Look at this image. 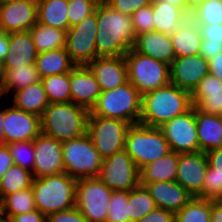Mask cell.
I'll return each instance as SVG.
<instances>
[{
  "label": "cell",
  "instance_id": "9f6ffc18",
  "mask_svg": "<svg viewBox=\"0 0 222 222\" xmlns=\"http://www.w3.org/2000/svg\"><path fill=\"white\" fill-rule=\"evenodd\" d=\"M9 51V33L0 29V62L2 63Z\"/></svg>",
  "mask_w": 222,
  "mask_h": 222
},
{
  "label": "cell",
  "instance_id": "681fc988",
  "mask_svg": "<svg viewBox=\"0 0 222 222\" xmlns=\"http://www.w3.org/2000/svg\"><path fill=\"white\" fill-rule=\"evenodd\" d=\"M210 175L222 176V147L215 148L206 152Z\"/></svg>",
  "mask_w": 222,
  "mask_h": 222
},
{
  "label": "cell",
  "instance_id": "7402d4cb",
  "mask_svg": "<svg viewBox=\"0 0 222 222\" xmlns=\"http://www.w3.org/2000/svg\"><path fill=\"white\" fill-rule=\"evenodd\" d=\"M133 49L168 65H171L175 59L170 34L158 31H149L136 36Z\"/></svg>",
  "mask_w": 222,
  "mask_h": 222
},
{
  "label": "cell",
  "instance_id": "be15d7a7",
  "mask_svg": "<svg viewBox=\"0 0 222 222\" xmlns=\"http://www.w3.org/2000/svg\"><path fill=\"white\" fill-rule=\"evenodd\" d=\"M19 1H28V0H0V2H8V3L19 2Z\"/></svg>",
  "mask_w": 222,
  "mask_h": 222
},
{
  "label": "cell",
  "instance_id": "4fadbf2b",
  "mask_svg": "<svg viewBox=\"0 0 222 222\" xmlns=\"http://www.w3.org/2000/svg\"><path fill=\"white\" fill-rule=\"evenodd\" d=\"M159 129L168 141L170 151L194 153L199 151L195 107L162 124Z\"/></svg>",
  "mask_w": 222,
  "mask_h": 222
},
{
  "label": "cell",
  "instance_id": "f35d334b",
  "mask_svg": "<svg viewBox=\"0 0 222 222\" xmlns=\"http://www.w3.org/2000/svg\"><path fill=\"white\" fill-rule=\"evenodd\" d=\"M7 146L13 157L14 164L33 172L35 162L34 141L11 142Z\"/></svg>",
  "mask_w": 222,
  "mask_h": 222
},
{
  "label": "cell",
  "instance_id": "4dcf8cb0",
  "mask_svg": "<svg viewBox=\"0 0 222 222\" xmlns=\"http://www.w3.org/2000/svg\"><path fill=\"white\" fill-rule=\"evenodd\" d=\"M2 69L3 80L0 85V96L3 94H8L12 89L16 92L19 89L41 81V77L35 64H29L24 67Z\"/></svg>",
  "mask_w": 222,
  "mask_h": 222
},
{
  "label": "cell",
  "instance_id": "5b68a950",
  "mask_svg": "<svg viewBox=\"0 0 222 222\" xmlns=\"http://www.w3.org/2000/svg\"><path fill=\"white\" fill-rule=\"evenodd\" d=\"M142 95L129 81L109 91H101L89 116L114 118L137 124L140 120Z\"/></svg>",
  "mask_w": 222,
  "mask_h": 222
},
{
  "label": "cell",
  "instance_id": "8fae6325",
  "mask_svg": "<svg viewBox=\"0 0 222 222\" xmlns=\"http://www.w3.org/2000/svg\"><path fill=\"white\" fill-rule=\"evenodd\" d=\"M140 170L123 149L103 159L98 178L112 191H130L140 184Z\"/></svg>",
  "mask_w": 222,
  "mask_h": 222
},
{
  "label": "cell",
  "instance_id": "83f0119b",
  "mask_svg": "<svg viewBox=\"0 0 222 222\" xmlns=\"http://www.w3.org/2000/svg\"><path fill=\"white\" fill-rule=\"evenodd\" d=\"M12 101L14 107L40 117L50 104L41 81L16 91Z\"/></svg>",
  "mask_w": 222,
  "mask_h": 222
},
{
  "label": "cell",
  "instance_id": "ba28073f",
  "mask_svg": "<svg viewBox=\"0 0 222 222\" xmlns=\"http://www.w3.org/2000/svg\"><path fill=\"white\" fill-rule=\"evenodd\" d=\"M128 81L143 96L170 83V65L136 52L133 48L125 55Z\"/></svg>",
  "mask_w": 222,
  "mask_h": 222
},
{
  "label": "cell",
  "instance_id": "ffe728a7",
  "mask_svg": "<svg viewBox=\"0 0 222 222\" xmlns=\"http://www.w3.org/2000/svg\"><path fill=\"white\" fill-rule=\"evenodd\" d=\"M101 91H109L128 82L125 56L96 57L87 65Z\"/></svg>",
  "mask_w": 222,
  "mask_h": 222
},
{
  "label": "cell",
  "instance_id": "d590c367",
  "mask_svg": "<svg viewBox=\"0 0 222 222\" xmlns=\"http://www.w3.org/2000/svg\"><path fill=\"white\" fill-rule=\"evenodd\" d=\"M212 200L193 197L175 214V222H210Z\"/></svg>",
  "mask_w": 222,
  "mask_h": 222
},
{
  "label": "cell",
  "instance_id": "30bf717a",
  "mask_svg": "<svg viewBox=\"0 0 222 222\" xmlns=\"http://www.w3.org/2000/svg\"><path fill=\"white\" fill-rule=\"evenodd\" d=\"M131 125L119 119L89 116L87 133L104 159L125 149L126 134Z\"/></svg>",
  "mask_w": 222,
  "mask_h": 222
},
{
  "label": "cell",
  "instance_id": "94428289",
  "mask_svg": "<svg viewBox=\"0 0 222 222\" xmlns=\"http://www.w3.org/2000/svg\"><path fill=\"white\" fill-rule=\"evenodd\" d=\"M3 120H4V109L0 111V144H3Z\"/></svg>",
  "mask_w": 222,
  "mask_h": 222
},
{
  "label": "cell",
  "instance_id": "836d02e7",
  "mask_svg": "<svg viewBox=\"0 0 222 222\" xmlns=\"http://www.w3.org/2000/svg\"><path fill=\"white\" fill-rule=\"evenodd\" d=\"M32 172L18 165H12L0 180V201L10 194L30 188Z\"/></svg>",
  "mask_w": 222,
  "mask_h": 222
},
{
  "label": "cell",
  "instance_id": "f546056e",
  "mask_svg": "<svg viewBox=\"0 0 222 222\" xmlns=\"http://www.w3.org/2000/svg\"><path fill=\"white\" fill-rule=\"evenodd\" d=\"M68 0H37V23L69 29Z\"/></svg>",
  "mask_w": 222,
  "mask_h": 222
},
{
  "label": "cell",
  "instance_id": "7a4b0ae2",
  "mask_svg": "<svg viewBox=\"0 0 222 222\" xmlns=\"http://www.w3.org/2000/svg\"><path fill=\"white\" fill-rule=\"evenodd\" d=\"M191 93L171 82L142 96L139 123L159 128L192 107Z\"/></svg>",
  "mask_w": 222,
  "mask_h": 222
},
{
  "label": "cell",
  "instance_id": "91938a15",
  "mask_svg": "<svg viewBox=\"0 0 222 222\" xmlns=\"http://www.w3.org/2000/svg\"><path fill=\"white\" fill-rule=\"evenodd\" d=\"M207 0H187L188 3V15H191V12L194 11L197 7L203 4Z\"/></svg>",
  "mask_w": 222,
  "mask_h": 222
},
{
  "label": "cell",
  "instance_id": "7dc6e473",
  "mask_svg": "<svg viewBox=\"0 0 222 222\" xmlns=\"http://www.w3.org/2000/svg\"><path fill=\"white\" fill-rule=\"evenodd\" d=\"M46 221L47 222H87L76 206L71 209L52 213L46 217Z\"/></svg>",
  "mask_w": 222,
  "mask_h": 222
},
{
  "label": "cell",
  "instance_id": "f1b7e54d",
  "mask_svg": "<svg viewBox=\"0 0 222 222\" xmlns=\"http://www.w3.org/2000/svg\"><path fill=\"white\" fill-rule=\"evenodd\" d=\"M35 66L41 79L70 72L76 65L65 48L54 49L38 54Z\"/></svg>",
  "mask_w": 222,
  "mask_h": 222
},
{
  "label": "cell",
  "instance_id": "e7e4bbea",
  "mask_svg": "<svg viewBox=\"0 0 222 222\" xmlns=\"http://www.w3.org/2000/svg\"><path fill=\"white\" fill-rule=\"evenodd\" d=\"M0 222H10L8 218H5L0 215Z\"/></svg>",
  "mask_w": 222,
  "mask_h": 222
},
{
  "label": "cell",
  "instance_id": "3957f363",
  "mask_svg": "<svg viewBox=\"0 0 222 222\" xmlns=\"http://www.w3.org/2000/svg\"><path fill=\"white\" fill-rule=\"evenodd\" d=\"M89 115L73 102L50 103L40 117L41 132L60 142L72 140L87 133Z\"/></svg>",
  "mask_w": 222,
  "mask_h": 222
},
{
  "label": "cell",
  "instance_id": "d6a6232c",
  "mask_svg": "<svg viewBox=\"0 0 222 222\" xmlns=\"http://www.w3.org/2000/svg\"><path fill=\"white\" fill-rule=\"evenodd\" d=\"M34 210H36V205L31 187L5 196L0 201V215L5 218Z\"/></svg>",
  "mask_w": 222,
  "mask_h": 222
},
{
  "label": "cell",
  "instance_id": "ab89813d",
  "mask_svg": "<svg viewBox=\"0 0 222 222\" xmlns=\"http://www.w3.org/2000/svg\"><path fill=\"white\" fill-rule=\"evenodd\" d=\"M106 222H131L129 219L128 191H113Z\"/></svg>",
  "mask_w": 222,
  "mask_h": 222
},
{
  "label": "cell",
  "instance_id": "2e32d148",
  "mask_svg": "<svg viewBox=\"0 0 222 222\" xmlns=\"http://www.w3.org/2000/svg\"><path fill=\"white\" fill-rule=\"evenodd\" d=\"M209 164L205 152L180 153L177 167V181L193 197L203 196V183Z\"/></svg>",
  "mask_w": 222,
  "mask_h": 222
},
{
  "label": "cell",
  "instance_id": "e575fe53",
  "mask_svg": "<svg viewBox=\"0 0 222 222\" xmlns=\"http://www.w3.org/2000/svg\"><path fill=\"white\" fill-rule=\"evenodd\" d=\"M49 103L71 102L70 72L41 79Z\"/></svg>",
  "mask_w": 222,
  "mask_h": 222
},
{
  "label": "cell",
  "instance_id": "8992f818",
  "mask_svg": "<svg viewBox=\"0 0 222 222\" xmlns=\"http://www.w3.org/2000/svg\"><path fill=\"white\" fill-rule=\"evenodd\" d=\"M125 150L139 170L170 152L168 141L159 128L140 123L129 127Z\"/></svg>",
  "mask_w": 222,
  "mask_h": 222
},
{
  "label": "cell",
  "instance_id": "52a82bcc",
  "mask_svg": "<svg viewBox=\"0 0 222 222\" xmlns=\"http://www.w3.org/2000/svg\"><path fill=\"white\" fill-rule=\"evenodd\" d=\"M64 172L75 179L98 177L103 158L88 133L62 142Z\"/></svg>",
  "mask_w": 222,
  "mask_h": 222
},
{
  "label": "cell",
  "instance_id": "6f0895ef",
  "mask_svg": "<svg viewBox=\"0 0 222 222\" xmlns=\"http://www.w3.org/2000/svg\"><path fill=\"white\" fill-rule=\"evenodd\" d=\"M210 222H222V200H212Z\"/></svg>",
  "mask_w": 222,
  "mask_h": 222
},
{
  "label": "cell",
  "instance_id": "e0dca14e",
  "mask_svg": "<svg viewBox=\"0 0 222 222\" xmlns=\"http://www.w3.org/2000/svg\"><path fill=\"white\" fill-rule=\"evenodd\" d=\"M208 74V61L200 54L177 57L170 65V82L190 93Z\"/></svg>",
  "mask_w": 222,
  "mask_h": 222
},
{
  "label": "cell",
  "instance_id": "816d5d0a",
  "mask_svg": "<svg viewBox=\"0 0 222 222\" xmlns=\"http://www.w3.org/2000/svg\"><path fill=\"white\" fill-rule=\"evenodd\" d=\"M220 52H222L221 42H209V39L201 40L199 54L202 55L207 61Z\"/></svg>",
  "mask_w": 222,
  "mask_h": 222
},
{
  "label": "cell",
  "instance_id": "d6986e66",
  "mask_svg": "<svg viewBox=\"0 0 222 222\" xmlns=\"http://www.w3.org/2000/svg\"><path fill=\"white\" fill-rule=\"evenodd\" d=\"M71 102L88 111L94 107L101 89L87 65H76L70 71Z\"/></svg>",
  "mask_w": 222,
  "mask_h": 222
},
{
  "label": "cell",
  "instance_id": "5bb4252c",
  "mask_svg": "<svg viewBox=\"0 0 222 222\" xmlns=\"http://www.w3.org/2000/svg\"><path fill=\"white\" fill-rule=\"evenodd\" d=\"M41 133L40 116L12 107L4 108L3 144L32 141Z\"/></svg>",
  "mask_w": 222,
  "mask_h": 222
},
{
  "label": "cell",
  "instance_id": "db71d44e",
  "mask_svg": "<svg viewBox=\"0 0 222 222\" xmlns=\"http://www.w3.org/2000/svg\"><path fill=\"white\" fill-rule=\"evenodd\" d=\"M10 222H45L46 217L39 211L34 210L28 213L12 216L8 218Z\"/></svg>",
  "mask_w": 222,
  "mask_h": 222
},
{
  "label": "cell",
  "instance_id": "f907efd6",
  "mask_svg": "<svg viewBox=\"0 0 222 222\" xmlns=\"http://www.w3.org/2000/svg\"><path fill=\"white\" fill-rule=\"evenodd\" d=\"M202 39L222 43V24L199 25Z\"/></svg>",
  "mask_w": 222,
  "mask_h": 222
},
{
  "label": "cell",
  "instance_id": "74e56055",
  "mask_svg": "<svg viewBox=\"0 0 222 222\" xmlns=\"http://www.w3.org/2000/svg\"><path fill=\"white\" fill-rule=\"evenodd\" d=\"M190 17L198 25L222 24V0H207Z\"/></svg>",
  "mask_w": 222,
  "mask_h": 222
},
{
  "label": "cell",
  "instance_id": "bcb514c9",
  "mask_svg": "<svg viewBox=\"0 0 222 222\" xmlns=\"http://www.w3.org/2000/svg\"><path fill=\"white\" fill-rule=\"evenodd\" d=\"M114 10L132 15L139 8H143L152 3V0H104Z\"/></svg>",
  "mask_w": 222,
  "mask_h": 222
},
{
  "label": "cell",
  "instance_id": "9a60e30c",
  "mask_svg": "<svg viewBox=\"0 0 222 222\" xmlns=\"http://www.w3.org/2000/svg\"><path fill=\"white\" fill-rule=\"evenodd\" d=\"M33 178L64 173L62 142L40 133L34 140Z\"/></svg>",
  "mask_w": 222,
  "mask_h": 222
},
{
  "label": "cell",
  "instance_id": "44dd1931",
  "mask_svg": "<svg viewBox=\"0 0 222 222\" xmlns=\"http://www.w3.org/2000/svg\"><path fill=\"white\" fill-rule=\"evenodd\" d=\"M144 185L158 208L176 214L193 196L177 181H156Z\"/></svg>",
  "mask_w": 222,
  "mask_h": 222
},
{
  "label": "cell",
  "instance_id": "4316f807",
  "mask_svg": "<svg viewBox=\"0 0 222 222\" xmlns=\"http://www.w3.org/2000/svg\"><path fill=\"white\" fill-rule=\"evenodd\" d=\"M179 153L170 151L166 156L140 169V184L156 181H175Z\"/></svg>",
  "mask_w": 222,
  "mask_h": 222
},
{
  "label": "cell",
  "instance_id": "603a6c76",
  "mask_svg": "<svg viewBox=\"0 0 222 222\" xmlns=\"http://www.w3.org/2000/svg\"><path fill=\"white\" fill-rule=\"evenodd\" d=\"M37 49L29 31L9 33V51L2 62V68L24 67L35 64Z\"/></svg>",
  "mask_w": 222,
  "mask_h": 222
},
{
  "label": "cell",
  "instance_id": "8d00e7d4",
  "mask_svg": "<svg viewBox=\"0 0 222 222\" xmlns=\"http://www.w3.org/2000/svg\"><path fill=\"white\" fill-rule=\"evenodd\" d=\"M128 202L131 222H136L157 207L146 187L141 184L128 191Z\"/></svg>",
  "mask_w": 222,
  "mask_h": 222
},
{
  "label": "cell",
  "instance_id": "cb8c5ba5",
  "mask_svg": "<svg viewBox=\"0 0 222 222\" xmlns=\"http://www.w3.org/2000/svg\"><path fill=\"white\" fill-rule=\"evenodd\" d=\"M199 151L222 147V116L204 113L195 107Z\"/></svg>",
  "mask_w": 222,
  "mask_h": 222
},
{
  "label": "cell",
  "instance_id": "7bdbcfd3",
  "mask_svg": "<svg viewBox=\"0 0 222 222\" xmlns=\"http://www.w3.org/2000/svg\"><path fill=\"white\" fill-rule=\"evenodd\" d=\"M131 19L136 36L145 32L154 31L152 3L136 10L131 15Z\"/></svg>",
  "mask_w": 222,
  "mask_h": 222
},
{
  "label": "cell",
  "instance_id": "d4e9b609",
  "mask_svg": "<svg viewBox=\"0 0 222 222\" xmlns=\"http://www.w3.org/2000/svg\"><path fill=\"white\" fill-rule=\"evenodd\" d=\"M175 58L197 55L200 51L201 32L199 25L189 16L176 30L170 34Z\"/></svg>",
  "mask_w": 222,
  "mask_h": 222
},
{
  "label": "cell",
  "instance_id": "60d3db41",
  "mask_svg": "<svg viewBox=\"0 0 222 222\" xmlns=\"http://www.w3.org/2000/svg\"><path fill=\"white\" fill-rule=\"evenodd\" d=\"M101 0H68L69 28L77 25L87 16L95 12L96 6Z\"/></svg>",
  "mask_w": 222,
  "mask_h": 222
},
{
  "label": "cell",
  "instance_id": "1f68e13d",
  "mask_svg": "<svg viewBox=\"0 0 222 222\" xmlns=\"http://www.w3.org/2000/svg\"><path fill=\"white\" fill-rule=\"evenodd\" d=\"M66 32L40 23L29 30L38 53L65 48Z\"/></svg>",
  "mask_w": 222,
  "mask_h": 222
},
{
  "label": "cell",
  "instance_id": "11a10c76",
  "mask_svg": "<svg viewBox=\"0 0 222 222\" xmlns=\"http://www.w3.org/2000/svg\"><path fill=\"white\" fill-rule=\"evenodd\" d=\"M209 74L222 81V52L208 61Z\"/></svg>",
  "mask_w": 222,
  "mask_h": 222
},
{
  "label": "cell",
  "instance_id": "9c48e42d",
  "mask_svg": "<svg viewBox=\"0 0 222 222\" xmlns=\"http://www.w3.org/2000/svg\"><path fill=\"white\" fill-rule=\"evenodd\" d=\"M112 193L98 177L77 179L75 206L87 222H106Z\"/></svg>",
  "mask_w": 222,
  "mask_h": 222
},
{
  "label": "cell",
  "instance_id": "680465c9",
  "mask_svg": "<svg viewBox=\"0 0 222 222\" xmlns=\"http://www.w3.org/2000/svg\"><path fill=\"white\" fill-rule=\"evenodd\" d=\"M166 3L172 4L188 14V3L187 0H164Z\"/></svg>",
  "mask_w": 222,
  "mask_h": 222
},
{
  "label": "cell",
  "instance_id": "7c38bea8",
  "mask_svg": "<svg viewBox=\"0 0 222 222\" xmlns=\"http://www.w3.org/2000/svg\"><path fill=\"white\" fill-rule=\"evenodd\" d=\"M97 19L95 12L66 32L65 49L75 65H88L96 57Z\"/></svg>",
  "mask_w": 222,
  "mask_h": 222
},
{
  "label": "cell",
  "instance_id": "6da1fadb",
  "mask_svg": "<svg viewBox=\"0 0 222 222\" xmlns=\"http://www.w3.org/2000/svg\"><path fill=\"white\" fill-rule=\"evenodd\" d=\"M97 57L124 56L133 48L136 35L131 15L114 10L104 0L96 6Z\"/></svg>",
  "mask_w": 222,
  "mask_h": 222
},
{
  "label": "cell",
  "instance_id": "ac0fdd59",
  "mask_svg": "<svg viewBox=\"0 0 222 222\" xmlns=\"http://www.w3.org/2000/svg\"><path fill=\"white\" fill-rule=\"evenodd\" d=\"M37 23V0L0 2V29L10 32L29 31Z\"/></svg>",
  "mask_w": 222,
  "mask_h": 222
},
{
  "label": "cell",
  "instance_id": "c3c4849f",
  "mask_svg": "<svg viewBox=\"0 0 222 222\" xmlns=\"http://www.w3.org/2000/svg\"><path fill=\"white\" fill-rule=\"evenodd\" d=\"M136 222H175V214L156 207Z\"/></svg>",
  "mask_w": 222,
  "mask_h": 222
},
{
  "label": "cell",
  "instance_id": "ee69618b",
  "mask_svg": "<svg viewBox=\"0 0 222 222\" xmlns=\"http://www.w3.org/2000/svg\"><path fill=\"white\" fill-rule=\"evenodd\" d=\"M202 199L222 200V176L210 175V166L205 173Z\"/></svg>",
  "mask_w": 222,
  "mask_h": 222
},
{
  "label": "cell",
  "instance_id": "f6af8a7d",
  "mask_svg": "<svg viewBox=\"0 0 222 222\" xmlns=\"http://www.w3.org/2000/svg\"><path fill=\"white\" fill-rule=\"evenodd\" d=\"M222 94V81L208 74L201 79L191 95H216Z\"/></svg>",
  "mask_w": 222,
  "mask_h": 222
},
{
  "label": "cell",
  "instance_id": "b9f144b4",
  "mask_svg": "<svg viewBox=\"0 0 222 222\" xmlns=\"http://www.w3.org/2000/svg\"><path fill=\"white\" fill-rule=\"evenodd\" d=\"M191 101L194 107L204 113L222 116V94L191 95Z\"/></svg>",
  "mask_w": 222,
  "mask_h": 222
},
{
  "label": "cell",
  "instance_id": "484cf974",
  "mask_svg": "<svg viewBox=\"0 0 222 222\" xmlns=\"http://www.w3.org/2000/svg\"><path fill=\"white\" fill-rule=\"evenodd\" d=\"M154 31L172 34L189 17L182 9L164 0H152Z\"/></svg>",
  "mask_w": 222,
  "mask_h": 222
},
{
  "label": "cell",
  "instance_id": "f5cc1de1",
  "mask_svg": "<svg viewBox=\"0 0 222 222\" xmlns=\"http://www.w3.org/2000/svg\"><path fill=\"white\" fill-rule=\"evenodd\" d=\"M12 165L14 161L7 144H0V180Z\"/></svg>",
  "mask_w": 222,
  "mask_h": 222
},
{
  "label": "cell",
  "instance_id": "6125c7cd",
  "mask_svg": "<svg viewBox=\"0 0 222 222\" xmlns=\"http://www.w3.org/2000/svg\"><path fill=\"white\" fill-rule=\"evenodd\" d=\"M3 80V69H2V63L0 62V85L2 83Z\"/></svg>",
  "mask_w": 222,
  "mask_h": 222
},
{
  "label": "cell",
  "instance_id": "277c9868",
  "mask_svg": "<svg viewBox=\"0 0 222 222\" xmlns=\"http://www.w3.org/2000/svg\"><path fill=\"white\" fill-rule=\"evenodd\" d=\"M77 179L67 173L33 178L32 191L36 209L45 217L75 207Z\"/></svg>",
  "mask_w": 222,
  "mask_h": 222
}]
</instances>
